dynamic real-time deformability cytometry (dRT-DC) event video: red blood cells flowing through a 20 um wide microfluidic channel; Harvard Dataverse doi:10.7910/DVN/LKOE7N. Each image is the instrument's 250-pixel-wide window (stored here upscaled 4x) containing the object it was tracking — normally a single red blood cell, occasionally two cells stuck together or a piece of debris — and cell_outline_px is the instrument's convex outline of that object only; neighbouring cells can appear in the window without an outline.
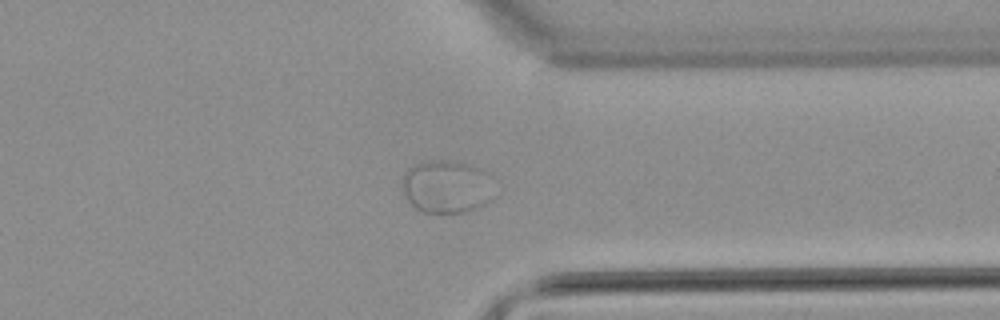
{"species": "common noctule bat (a hibernating species)", "species_latin": "Nyctalus noctula", "temperature_condition": "warm", "stored_images_in_passage": 52, "camera_frame_rate_fps": 3000, "um_per_image_px": 0.085, "animal": {"sex": "male", "body_mass_g": 21.5, "forearm_length_mm": 52.0}, "frame": {"image": 1, "passage_image": 40, "time_ms": 13.0, "image_size_px": [1000, 320], "cell_outline_px": [[492, 200], [476, 208], [464, 212], [424, 212], [416, 208], [408, 200], [404, 192], [404, 172], [408, 168], [420, 160], [456, 160], [480, 168], [488, 172], [492, 176]], "centroid_in_image_um": [37.99, 15.82], "position_along_channel_um": 373.4, "area_um2": 28.61}}
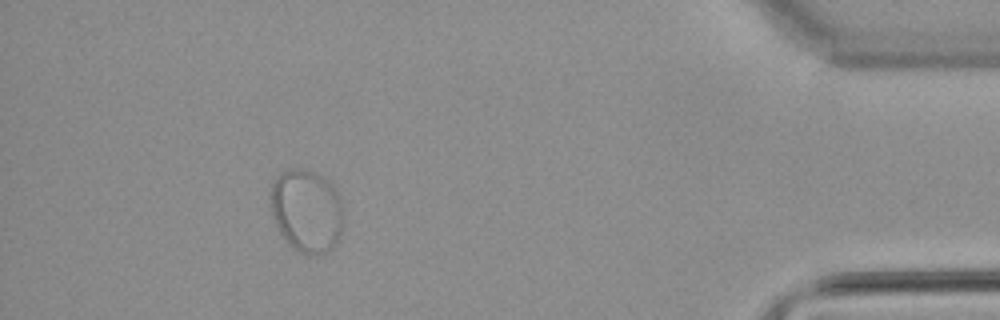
{"frame": {"image": 2, "passage_image": 47, "time_ms": 15.333, "image_size_px": [1000, 320], "cell_outline_px": [[340, 232], [336, 244], [328, 252], [308, 256], [292, 248], [284, 240], [272, 216], [272, 184], [276, 176], [280, 172], [296, 168], [304, 168], [324, 176], [336, 192], [340, 200]], "centroid_in_image_um": [26.03, 17.93], "position_along_channel_um": 409.2, "area_um2": 34.85}}